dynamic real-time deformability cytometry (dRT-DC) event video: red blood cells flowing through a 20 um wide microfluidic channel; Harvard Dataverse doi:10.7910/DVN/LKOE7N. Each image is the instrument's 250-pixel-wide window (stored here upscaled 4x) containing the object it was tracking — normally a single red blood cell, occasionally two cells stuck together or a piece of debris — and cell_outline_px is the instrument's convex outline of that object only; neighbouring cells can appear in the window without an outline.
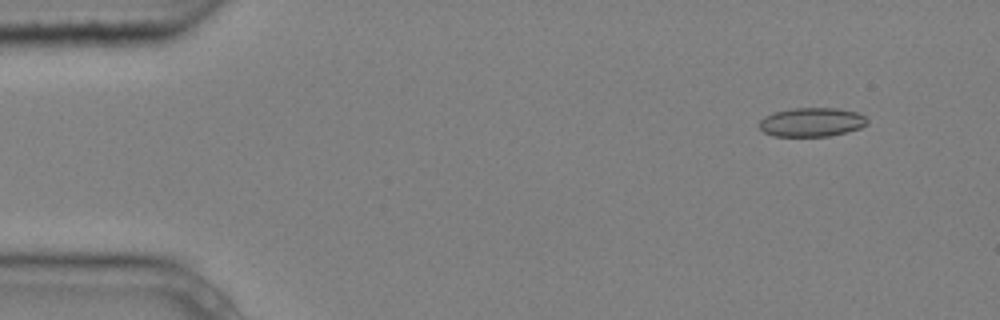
{"species": "common noctule bat (a hibernating species)", "species_latin": "Nyctalus noctula", "temperature_condition": "cold", "stored_images_in_passage": 7, "camera_frame_rate_fps": 3000, "um_per_image_px": 0.085, "animal": {"sex": "male", "body_mass_g": 20.4}, "frame": {"image": 1, "passage_image": 2, "time_ms": 0.333, "image_size_px": [1000, 320], "cell_outline_px": [[868, 124], [860, 128], [828, 136], [772, 136], [764, 132], [756, 124], [764, 116], [776, 112], [792, 108], [836, 108], [856, 112], [864, 116], [868, 120]], "centroid_in_image_um": [68.96, 10.38], "position_along_channel_um": 16.0, "area_um2": 18.21}}
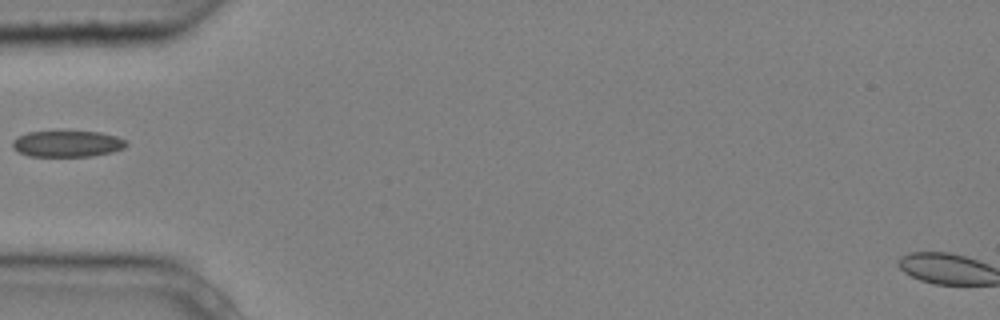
{"frame": {"image": 2, "passage_image": 5, "time_ms": 1.333, "image_size_px": [1000, 320], "cell_outline_px": [[128, 144], [124, 148], [112, 152], [92, 156], [28, 156], [12, 148], [12, 140], [28, 132], [56, 128], [100, 132], [116, 136], [124, 140]], "centroid_in_image_um": [5.69, 12.17], "position_along_channel_um": 79.3, "area_um2": 18.26}}
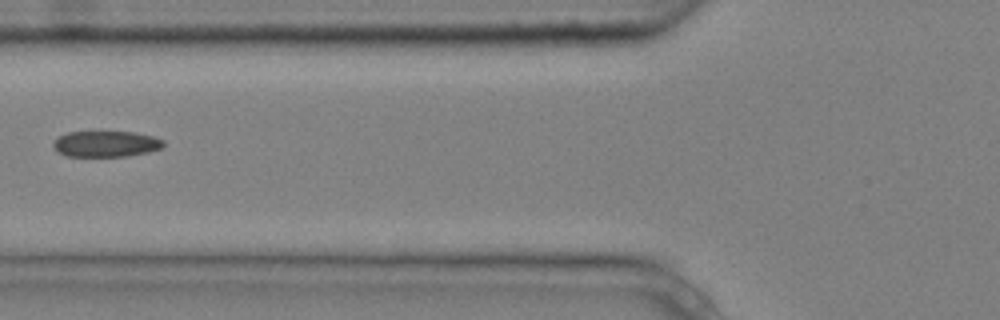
{"frame": {"image": 3, "passage_image": 6, "time_ms": 1.667, "image_size_px": [1000, 320], "cell_outline_px": [[164, 148], [148, 152], [124, 156], [64, 156], [52, 148], [52, 140], [68, 132], [136, 132], [152, 136], [164, 140]], "centroid_in_image_um": [8.98, 12.23], "position_along_channel_um": 116.8, "area_um2": 16.82}}